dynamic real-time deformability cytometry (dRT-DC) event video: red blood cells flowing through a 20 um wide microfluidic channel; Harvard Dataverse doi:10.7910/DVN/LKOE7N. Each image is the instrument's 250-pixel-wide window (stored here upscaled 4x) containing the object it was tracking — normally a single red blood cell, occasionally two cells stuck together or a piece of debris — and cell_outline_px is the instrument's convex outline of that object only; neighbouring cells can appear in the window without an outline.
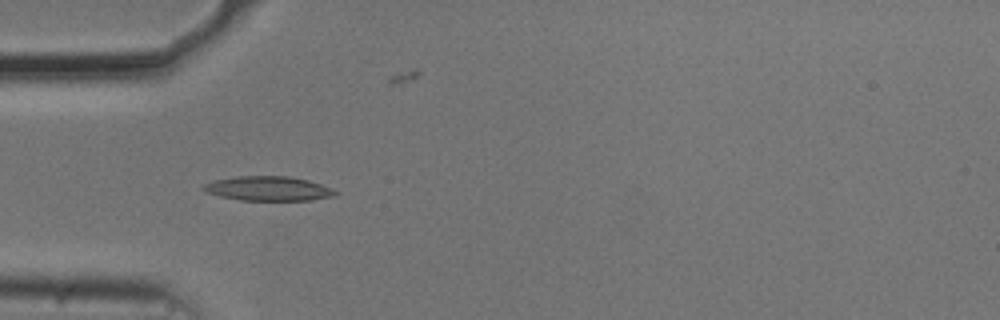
{"species": "common noctule bat (a hibernating species)", "species_latin": "Nyctalus noctula", "temperature_condition": "cold", "stored_images_in_passage": 40, "camera_frame_rate_fps": 3000, "um_per_image_px": 0.085, "animal": {"sex": "male", "body_mass_g": 20.5, "forearm_length_mm": 52.5}, "frame": {"image": 1, "passage_image": 1, "time_ms": 0.0, "image_size_px": [1000, 320], "cell_outline_px": [[340, 192], [336, 196], [312, 200], [240, 200], [220, 196], [208, 192], [200, 188], [204, 184], [212, 180], [236, 176], [288, 176], [308, 180], [332, 188]], "centroid_in_image_um": [22.83, 16.02], "position_along_channel_um": 62.2, "area_um2": 18.9}}
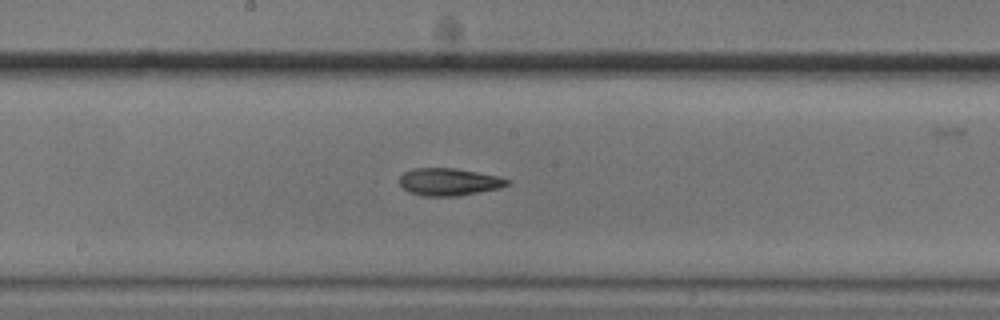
{"frame": {"image": 2, "passage_image": 13, "time_ms": 4.0, "image_size_px": [1000, 320], "cell_outline_px": [[512, 180], [508, 184], [500, 188], [480, 192], [456, 196], [420, 196], [408, 192], [400, 184], [400, 176], [404, 172], [412, 168], [456, 168], [496, 176]], "centroid_in_image_um": [38.14, 15.46], "position_along_channel_um": 210.1, "area_um2": 17.22}}
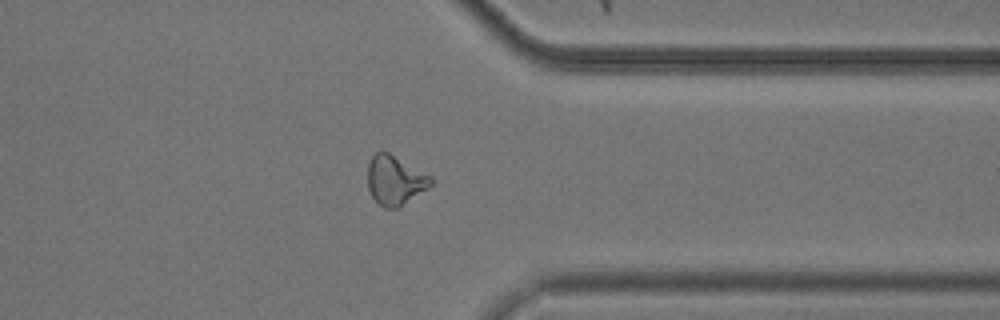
{"frame": {"image": 3, "passage_image": 27, "time_ms": 8.667, "image_size_px": [1000, 320], "cell_outline_px": [[432, 184], [400, 208], [384, 208], [372, 196], [368, 188], [368, 164], [372, 156], [376, 152], [388, 152], [432, 176]], "centroid_in_image_um": [33.57, 15.33], "position_along_channel_um": 377.8, "area_um2": 18.03}, "authors_computed_cell_mechanics": {"area_um2": 17.34, "velocity_mm_per_s": 3.7129, "shape_relaxation_time_tau1_ms": 3.9484, "shape_relaxation_time_tau2_ms": 6.0767, "deformation_change_tau1": 0.1286, "deformation_change_tau2": 0.1362}}